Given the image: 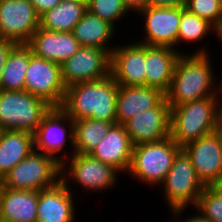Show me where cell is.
Listing matches in <instances>:
<instances>
[{
  "label": "cell",
  "instance_id": "17",
  "mask_svg": "<svg viewBox=\"0 0 222 222\" xmlns=\"http://www.w3.org/2000/svg\"><path fill=\"white\" fill-rule=\"evenodd\" d=\"M75 196L63 180L39 191L36 222H75Z\"/></svg>",
  "mask_w": 222,
  "mask_h": 222
},
{
  "label": "cell",
  "instance_id": "20",
  "mask_svg": "<svg viewBox=\"0 0 222 222\" xmlns=\"http://www.w3.org/2000/svg\"><path fill=\"white\" fill-rule=\"evenodd\" d=\"M181 54L169 47L145 45V86L158 88L166 93Z\"/></svg>",
  "mask_w": 222,
  "mask_h": 222
},
{
  "label": "cell",
  "instance_id": "19",
  "mask_svg": "<svg viewBox=\"0 0 222 222\" xmlns=\"http://www.w3.org/2000/svg\"><path fill=\"white\" fill-rule=\"evenodd\" d=\"M133 147L125 126L115 123L90 155L125 174L130 166Z\"/></svg>",
  "mask_w": 222,
  "mask_h": 222
},
{
  "label": "cell",
  "instance_id": "38",
  "mask_svg": "<svg viewBox=\"0 0 222 222\" xmlns=\"http://www.w3.org/2000/svg\"><path fill=\"white\" fill-rule=\"evenodd\" d=\"M221 79H218L219 82L216 83V98L218 100H222V80Z\"/></svg>",
  "mask_w": 222,
  "mask_h": 222
},
{
  "label": "cell",
  "instance_id": "40",
  "mask_svg": "<svg viewBox=\"0 0 222 222\" xmlns=\"http://www.w3.org/2000/svg\"><path fill=\"white\" fill-rule=\"evenodd\" d=\"M215 187L222 192V176Z\"/></svg>",
  "mask_w": 222,
  "mask_h": 222
},
{
  "label": "cell",
  "instance_id": "29",
  "mask_svg": "<svg viewBox=\"0 0 222 222\" xmlns=\"http://www.w3.org/2000/svg\"><path fill=\"white\" fill-rule=\"evenodd\" d=\"M194 209L209 222H222V192L215 186L205 187Z\"/></svg>",
  "mask_w": 222,
  "mask_h": 222
},
{
  "label": "cell",
  "instance_id": "41",
  "mask_svg": "<svg viewBox=\"0 0 222 222\" xmlns=\"http://www.w3.org/2000/svg\"><path fill=\"white\" fill-rule=\"evenodd\" d=\"M71 1L79 2V3H85L87 5L89 0H71Z\"/></svg>",
  "mask_w": 222,
  "mask_h": 222
},
{
  "label": "cell",
  "instance_id": "10",
  "mask_svg": "<svg viewBox=\"0 0 222 222\" xmlns=\"http://www.w3.org/2000/svg\"><path fill=\"white\" fill-rule=\"evenodd\" d=\"M24 90L41 98L51 107H61L66 91L61 77V65L33 55L29 48V67Z\"/></svg>",
  "mask_w": 222,
  "mask_h": 222
},
{
  "label": "cell",
  "instance_id": "31",
  "mask_svg": "<svg viewBox=\"0 0 222 222\" xmlns=\"http://www.w3.org/2000/svg\"><path fill=\"white\" fill-rule=\"evenodd\" d=\"M185 9L216 27L222 19V0H186Z\"/></svg>",
  "mask_w": 222,
  "mask_h": 222
},
{
  "label": "cell",
  "instance_id": "21",
  "mask_svg": "<svg viewBox=\"0 0 222 222\" xmlns=\"http://www.w3.org/2000/svg\"><path fill=\"white\" fill-rule=\"evenodd\" d=\"M164 97L158 88L118 85L116 124L124 125L138 113L154 108Z\"/></svg>",
  "mask_w": 222,
  "mask_h": 222
},
{
  "label": "cell",
  "instance_id": "11",
  "mask_svg": "<svg viewBox=\"0 0 222 222\" xmlns=\"http://www.w3.org/2000/svg\"><path fill=\"white\" fill-rule=\"evenodd\" d=\"M137 15L143 18L144 34L137 42L149 46L169 47L177 50L179 24L181 21L180 7H146ZM143 38V39H142Z\"/></svg>",
  "mask_w": 222,
  "mask_h": 222
},
{
  "label": "cell",
  "instance_id": "30",
  "mask_svg": "<svg viewBox=\"0 0 222 222\" xmlns=\"http://www.w3.org/2000/svg\"><path fill=\"white\" fill-rule=\"evenodd\" d=\"M87 10L109 22L116 29L117 21L120 22L124 18L122 20L124 22L126 20L125 17L131 14L124 6L122 0H89Z\"/></svg>",
  "mask_w": 222,
  "mask_h": 222
},
{
  "label": "cell",
  "instance_id": "8",
  "mask_svg": "<svg viewBox=\"0 0 222 222\" xmlns=\"http://www.w3.org/2000/svg\"><path fill=\"white\" fill-rule=\"evenodd\" d=\"M61 180V164L51 156L33 150L0 181L5 188L40 191Z\"/></svg>",
  "mask_w": 222,
  "mask_h": 222
},
{
  "label": "cell",
  "instance_id": "24",
  "mask_svg": "<svg viewBox=\"0 0 222 222\" xmlns=\"http://www.w3.org/2000/svg\"><path fill=\"white\" fill-rule=\"evenodd\" d=\"M33 150L32 133L19 130H0V181Z\"/></svg>",
  "mask_w": 222,
  "mask_h": 222
},
{
  "label": "cell",
  "instance_id": "35",
  "mask_svg": "<svg viewBox=\"0 0 222 222\" xmlns=\"http://www.w3.org/2000/svg\"><path fill=\"white\" fill-rule=\"evenodd\" d=\"M122 2L128 11L134 14L148 7L149 0H122Z\"/></svg>",
  "mask_w": 222,
  "mask_h": 222
},
{
  "label": "cell",
  "instance_id": "4",
  "mask_svg": "<svg viewBox=\"0 0 222 222\" xmlns=\"http://www.w3.org/2000/svg\"><path fill=\"white\" fill-rule=\"evenodd\" d=\"M181 149L171 137L158 142L134 145L127 174L151 188H160Z\"/></svg>",
  "mask_w": 222,
  "mask_h": 222
},
{
  "label": "cell",
  "instance_id": "36",
  "mask_svg": "<svg viewBox=\"0 0 222 222\" xmlns=\"http://www.w3.org/2000/svg\"><path fill=\"white\" fill-rule=\"evenodd\" d=\"M186 0H149L150 7H180L185 6Z\"/></svg>",
  "mask_w": 222,
  "mask_h": 222
},
{
  "label": "cell",
  "instance_id": "1",
  "mask_svg": "<svg viewBox=\"0 0 222 222\" xmlns=\"http://www.w3.org/2000/svg\"><path fill=\"white\" fill-rule=\"evenodd\" d=\"M209 50L203 45L190 54L182 53L178 58L170 88L165 93L170 109L202 98L216 97L218 76L214 73Z\"/></svg>",
  "mask_w": 222,
  "mask_h": 222
},
{
  "label": "cell",
  "instance_id": "13",
  "mask_svg": "<svg viewBox=\"0 0 222 222\" xmlns=\"http://www.w3.org/2000/svg\"><path fill=\"white\" fill-rule=\"evenodd\" d=\"M40 16L30 0L0 1V37L27 44L38 30Z\"/></svg>",
  "mask_w": 222,
  "mask_h": 222
},
{
  "label": "cell",
  "instance_id": "7",
  "mask_svg": "<svg viewBox=\"0 0 222 222\" xmlns=\"http://www.w3.org/2000/svg\"><path fill=\"white\" fill-rule=\"evenodd\" d=\"M160 190L170 211L195 207L202 191L203 183L197 177L190 157L181 149L175 156Z\"/></svg>",
  "mask_w": 222,
  "mask_h": 222
},
{
  "label": "cell",
  "instance_id": "16",
  "mask_svg": "<svg viewBox=\"0 0 222 222\" xmlns=\"http://www.w3.org/2000/svg\"><path fill=\"white\" fill-rule=\"evenodd\" d=\"M133 145L170 137V106L164 97L154 108L138 113L124 124Z\"/></svg>",
  "mask_w": 222,
  "mask_h": 222
},
{
  "label": "cell",
  "instance_id": "14",
  "mask_svg": "<svg viewBox=\"0 0 222 222\" xmlns=\"http://www.w3.org/2000/svg\"><path fill=\"white\" fill-rule=\"evenodd\" d=\"M197 177L205 187L215 186L222 176V135L219 130L186 144Z\"/></svg>",
  "mask_w": 222,
  "mask_h": 222
},
{
  "label": "cell",
  "instance_id": "25",
  "mask_svg": "<svg viewBox=\"0 0 222 222\" xmlns=\"http://www.w3.org/2000/svg\"><path fill=\"white\" fill-rule=\"evenodd\" d=\"M87 11L85 3L62 0L40 16V28L53 32H72Z\"/></svg>",
  "mask_w": 222,
  "mask_h": 222
},
{
  "label": "cell",
  "instance_id": "5",
  "mask_svg": "<svg viewBox=\"0 0 222 222\" xmlns=\"http://www.w3.org/2000/svg\"><path fill=\"white\" fill-rule=\"evenodd\" d=\"M119 173L113 166L97 160L90 154L75 153L61 165V180L72 193L73 184L80 186L82 192H107L106 190L113 189L118 184L116 181L119 180Z\"/></svg>",
  "mask_w": 222,
  "mask_h": 222
},
{
  "label": "cell",
  "instance_id": "23",
  "mask_svg": "<svg viewBox=\"0 0 222 222\" xmlns=\"http://www.w3.org/2000/svg\"><path fill=\"white\" fill-rule=\"evenodd\" d=\"M116 31L117 29L109 22L87 10L82 19L74 26L72 33L81 47L104 49L111 55L116 45L111 44L112 46H110L109 43L116 41V34H118Z\"/></svg>",
  "mask_w": 222,
  "mask_h": 222
},
{
  "label": "cell",
  "instance_id": "12",
  "mask_svg": "<svg viewBox=\"0 0 222 222\" xmlns=\"http://www.w3.org/2000/svg\"><path fill=\"white\" fill-rule=\"evenodd\" d=\"M111 55L104 49L81 47L61 65V77L65 87L87 81H95L110 75Z\"/></svg>",
  "mask_w": 222,
  "mask_h": 222
},
{
  "label": "cell",
  "instance_id": "22",
  "mask_svg": "<svg viewBox=\"0 0 222 222\" xmlns=\"http://www.w3.org/2000/svg\"><path fill=\"white\" fill-rule=\"evenodd\" d=\"M39 191L14 190L0 184V219L8 222H36Z\"/></svg>",
  "mask_w": 222,
  "mask_h": 222
},
{
  "label": "cell",
  "instance_id": "6",
  "mask_svg": "<svg viewBox=\"0 0 222 222\" xmlns=\"http://www.w3.org/2000/svg\"><path fill=\"white\" fill-rule=\"evenodd\" d=\"M51 106L23 91L0 90V130L34 133Z\"/></svg>",
  "mask_w": 222,
  "mask_h": 222
},
{
  "label": "cell",
  "instance_id": "15",
  "mask_svg": "<svg viewBox=\"0 0 222 222\" xmlns=\"http://www.w3.org/2000/svg\"><path fill=\"white\" fill-rule=\"evenodd\" d=\"M130 41L123 45L115 43L110 74L119 86H145V44Z\"/></svg>",
  "mask_w": 222,
  "mask_h": 222
},
{
  "label": "cell",
  "instance_id": "32",
  "mask_svg": "<svg viewBox=\"0 0 222 222\" xmlns=\"http://www.w3.org/2000/svg\"><path fill=\"white\" fill-rule=\"evenodd\" d=\"M16 45V43L0 37V78L7 58Z\"/></svg>",
  "mask_w": 222,
  "mask_h": 222
},
{
  "label": "cell",
  "instance_id": "18",
  "mask_svg": "<svg viewBox=\"0 0 222 222\" xmlns=\"http://www.w3.org/2000/svg\"><path fill=\"white\" fill-rule=\"evenodd\" d=\"M26 45L33 55L58 64H62L81 48L72 32H53L40 27Z\"/></svg>",
  "mask_w": 222,
  "mask_h": 222
},
{
  "label": "cell",
  "instance_id": "3",
  "mask_svg": "<svg viewBox=\"0 0 222 222\" xmlns=\"http://www.w3.org/2000/svg\"><path fill=\"white\" fill-rule=\"evenodd\" d=\"M219 128V101L202 98L170 109V137L181 148Z\"/></svg>",
  "mask_w": 222,
  "mask_h": 222
},
{
  "label": "cell",
  "instance_id": "28",
  "mask_svg": "<svg viewBox=\"0 0 222 222\" xmlns=\"http://www.w3.org/2000/svg\"><path fill=\"white\" fill-rule=\"evenodd\" d=\"M215 34V27L209 23L206 19L200 18L196 14L190 13L185 6H181V21L179 24L177 51L184 53V50L180 51L179 48L183 44H192L203 41L208 35ZM181 43V44H180Z\"/></svg>",
  "mask_w": 222,
  "mask_h": 222
},
{
  "label": "cell",
  "instance_id": "42",
  "mask_svg": "<svg viewBox=\"0 0 222 222\" xmlns=\"http://www.w3.org/2000/svg\"><path fill=\"white\" fill-rule=\"evenodd\" d=\"M218 130H219V132H220L221 135H222V126H219Z\"/></svg>",
  "mask_w": 222,
  "mask_h": 222
},
{
  "label": "cell",
  "instance_id": "33",
  "mask_svg": "<svg viewBox=\"0 0 222 222\" xmlns=\"http://www.w3.org/2000/svg\"><path fill=\"white\" fill-rule=\"evenodd\" d=\"M170 212L172 214L171 217H173L171 220L172 222H209L208 220L203 219L198 213L196 214V212L195 214L192 213V216L189 214L186 215L183 220V212H185V209L172 210Z\"/></svg>",
  "mask_w": 222,
  "mask_h": 222
},
{
  "label": "cell",
  "instance_id": "27",
  "mask_svg": "<svg viewBox=\"0 0 222 222\" xmlns=\"http://www.w3.org/2000/svg\"><path fill=\"white\" fill-rule=\"evenodd\" d=\"M74 153L90 154L109 132L114 122L94 120L91 118L73 120Z\"/></svg>",
  "mask_w": 222,
  "mask_h": 222
},
{
  "label": "cell",
  "instance_id": "34",
  "mask_svg": "<svg viewBox=\"0 0 222 222\" xmlns=\"http://www.w3.org/2000/svg\"><path fill=\"white\" fill-rule=\"evenodd\" d=\"M33 4L37 14L41 16L46 11L55 7L62 0H30Z\"/></svg>",
  "mask_w": 222,
  "mask_h": 222
},
{
  "label": "cell",
  "instance_id": "9",
  "mask_svg": "<svg viewBox=\"0 0 222 222\" xmlns=\"http://www.w3.org/2000/svg\"><path fill=\"white\" fill-rule=\"evenodd\" d=\"M34 150L51 156L62 165L74 155V122L60 107H51L33 133ZM69 142L70 151L65 153ZM66 155H62V154ZM59 155V156H58ZM61 155V156H60Z\"/></svg>",
  "mask_w": 222,
  "mask_h": 222
},
{
  "label": "cell",
  "instance_id": "26",
  "mask_svg": "<svg viewBox=\"0 0 222 222\" xmlns=\"http://www.w3.org/2000/svg\"><path fill=\"white\" fill-rule=\"evenodd\" d=\"M29 67V47L17 44L10 52L0 78V90L23 91Z\"/></svg>",
  "mask_w": 222,
  "mask_h": 222
},
{
  "label": "cell",
  "instance_id": "37",
  "mask_svg": "<svg viewBox=\"0 0 222 222\" xmlns=\"http://www.w3.org/2000/svg\"><path fill=\"white\" fill-rule=\"evenodd\" d=\"M216 37H218V41H220L222 43V19L219 22V24L215 27V34ZM222 47V44H221Z\"/></svg>",
  "mask_w": 222,
  "mask_h": 222
},
{
  "label": "cell",
  "instance_id": "2",
  "mask_svg": "<svg viewBox=\"0 0 222 222\" xmlns=\"http://www.w3.org/2000/svg\"><path fill=\"white\" fill-rule=\"evenodd\" d=\"M118 84L111 74L66 88L61 109L73 120L91 118L116 123Z\"/></svg>",
  "mask_w": 222,
  "mask_h": 222
},
{
  "label": "cell",
  "instance_id": "39",
  "mask_svg": "<svg viewBox=\"0 0 222 222\" xmlns=\"http://www.w3.org/2000/svg\"><path fill=\"white\" fill-rule=\"evenodd\" d=\"M219 101V126H222V100Z\"/></svg>",
  "mask_w": 222,
  "mask_h": 222
}]
</instances>
